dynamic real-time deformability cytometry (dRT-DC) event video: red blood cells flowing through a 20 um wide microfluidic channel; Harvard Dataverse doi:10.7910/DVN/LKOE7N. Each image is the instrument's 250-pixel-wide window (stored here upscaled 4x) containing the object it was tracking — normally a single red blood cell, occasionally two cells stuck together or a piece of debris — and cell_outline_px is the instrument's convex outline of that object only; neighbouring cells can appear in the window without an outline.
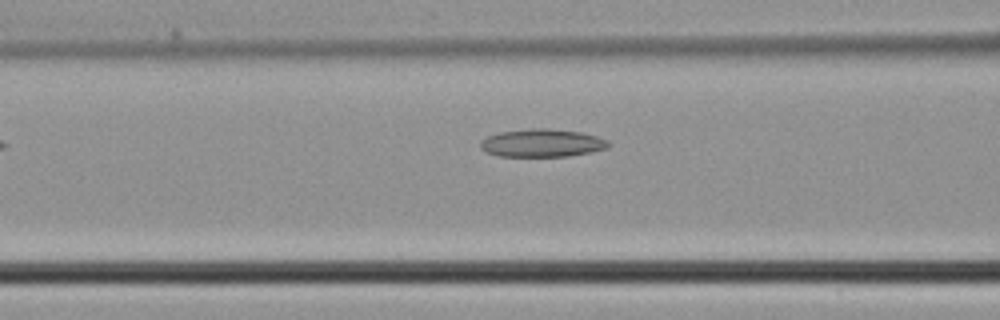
{"species": "common noctule bat (a hibernating species)", "species_latin": "Nyctalus noctula", "temperature_condition": "cold", "stored_images_in_passage": 4, "camera_frame_rate_fps": 3000, "um_per_image_px": 0.085, "animal": {"sex": "male", "body_mass_g": 21.5, "forearm_length_mm": 52.0}, "frame": {"image": 1, "passage_image": 4, "time_ms": 1.0, "image_size_px": [1000, 320], "cell_outline_px": [[612, 144], [608, 148], [592, 152], [568, 156], [500, 156], [488, 152], [480, 148], [480, 140], [488, 136], [500, 132], [532, 128], [548, 128], [580, 132], [596, 136], [608, 140]], "centroid_in_image_um": [46.11, 12.15], "position_along_channel_um": 120.5, "area_um2": 20.87}}